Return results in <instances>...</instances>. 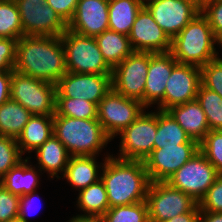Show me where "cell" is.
I'll list each match as a JSON object with an SVG mask.
<instances>
[{"label":"cell","mask_w":222,"mask_h":222,"mask_svg":"<svg viewBox=\"0 0 222 222\" xmlns=\"http://www.w3.org/2000/svg\"><path fill=\"white\" fill-rule=\"evenodd\" d=\"M18 73L57 84L67 72L60 36L24 35L16 43Z\"/></svg>","instance_id":"obj_1"},{"label":"cell","mask_w":222,"mask_h":222,"mask_svg":"<svg viewBox=\"0 0 222 222\" xmlns=\"http://www.w3.org/2000/svg\"><path fill=\"white\" fill-rule=\"evenodd\" d=\"M100 176L109 208L146 201L150 179L141 160L106 157Z\"/></svg>","instance_id":"obj_2"},{"label":"cell","mask_w":222,"mask_h":222,"mask_svg":"<svg viewBox=\"0 0 222 222\" xmlns=\"http://www.w3.org/2000/svg\"><path fill=\"white\" fill-rule=\"evenodd\" d=\"M215 42L219 40L200 12L171 40L170 53L180 64L201 67L217 58Z\"/></svg>","instance_id":"obj_3"},{"label":"cell","mask_w":222,"mask_h":222,"mask_svg":"<svg viewBox=\"0 0 222 222\" xmlns=\"http://www.w3.org/2000/svg\"><path fill=\"white\" fill-rule=\"evenodd\" d=\"M53 134L71 156H96L111 138L97 119L53 115Z\"/></svg>","instance_id":"obj_4"},{"label":"cell","mask_w":222,"mask_h":222,"mask_svg":"<svg viewBox=\"0 0 222 222\" xmlns=\"http://www.w3.org/2000/svg\"><path fill=\"white\" fill-rule=\"evenodd\" d=\"M65 49L66 69L72 73L112 74L95 37L66 30L61 36Z\"/></svg>","instance_id":"obj_5"},{"label":"cell","mask_w":222,"mask_h":222,"mask_svg":"<svg viewBox=\"0 0 222 222\" xmlns=\"http://www.w3.org/2000/svg\"><path fill=\"white\" fill-rule=\"evenodd\" d=\"M10 99L32 115H54L56 84L12 71Z\"/></svg>","instance_id":"obj_6"},{"label":"cell","mask_w":222,"mask_h":222,"mask_svg":"<svg viewBox=\"0 0 222 222\" xmlns=\"http://www.w3.org/2000/svg\"><path fill=\"white\" fill-rule=\"evenodd\" d=\"M149 222H161L189 211H200L198 202L167 182H151L146 196Z\"/></svg>","instance_id":"obj_7"},{"label":"cell","mask_w":222,"mask_h":222,"mask_svg":"<svg viewBox=\"0 0 222 222\" xmlns=\"http://www.w3.org/2000/svg\"><path fill=\"white\" fill-rule=\"evenodd\" d=\"M219 173L199 150L166 181L171 187L181 190L195 201L204 197Z\"/></svg>","instance_id":"obj_8"},{"label":"cell","mask_w":222,"mask_h":222,"mask_svg":"<svg viewBox=\"0 0 222 222\" xmlns=\"http://www.w3.org/2000/svg\"><path fill=\"white\" fill-rule=\"evenodd\" d=\"M141 101L125 97L111 89L97 106V120L103 130L113 138L132 124L143 112Z\"/></svg>","instance_id":"obj_9"},{"label":"cell","mask_w":222,"mask_h":222,"mask_svg":"<svg viewBox=\"0 0 222 222\" xmlns=\"http://www.w3.org/2000/svg\"><path fill=\"white\" fill-rule=\"evenodd\" d=\"M21 17L24 35L61 36L67 23L46 0H14Z\"/></svg>","instance_id":"obj_10"},{"label":"cell","mask_w":222,"mask_h":222,"mask_svg":"<svg viewBox=\"0 0 222 222\" xmlns=\"http://www.w3.org/2000/svg\"><path fill=\"white\" fill-rule=\"evenodd\" d=\"M150 52L133 51L112 69V89L141 101L144 98Z\"/></svg>","instance_id":"obj_11"},{"label":"cell","mask_w":222,"mask_h":222,"mask_svg":"<svg viewBox=\"0 0 222 222\" xmlns=\"http://www.w3.org/2000/svg\"><path fill=\"white\" fill-rule=\"evenodd\" d=\"M154 21L172 40L200 12L195 0H144Z\"/></svg>","instance_id":"obj_12"},{"label":"cell","mask_w":222,"mask_h":222,"mask_svg":"<svg viewBox=\"0 0 222 222\" xmlns=\"http://www.w3.org/2000/svg\"><path fill=\"white\" fill-rule=\"evenodd\" d=\"M157 131V113L142 112L140 116L121 132L120 159L141 160L154 149Z\"/></svg>","instance_id":"obj_13"},{"label":"cell","mask_w":222,"mask_h":222,"mask_svg":"<svg viewBox=\"0 0 222 222\" xmlns=\"http://www.w3.org/2000/svg\"><path fill=\"white\" fill-rule=\"evenodd\" d=\"M112 89V74L66 72L56 84V97L88 100L97 106Z\"/></svg>","instance_id":"obj_14"},{"label":"cell","mask_w":222,"mask_h":222,"mask_svg":"<svg viewBox=\"0 0 222 222\" xmlns=\"http://www.w3.org/2000/svg\"><path fill=\"white\" fill-rule=\"evenodd\" d=\"M199 151V143H182L153 149L144 165L151 182H166L181 166Z\"/></svg>","instance_id":"obj_15"},{"label":"cell","mask_w":222,"mask_h":222,"mask_svg":"<svg viewBox=\"0 0 222 222\" xmlns=\"http://www.w3.org/2000/svg\"><path fill=\"white\" fill-rule=\"evenodd\" d=\"M200 85V67L178 63L167 80L164 98L158 103L159 110L167 111L173 106L195 100Z\"/></svg>","instance_id":"obj_16"},{"label":"cell","mask_w":222,"mask_h":222,"mask_svg":"<svg viewBox=\"0 0 222 222\" xmlns=\"http://www.w3.org/2000/svg\"><path fill=\"white\" fill-rule=\"evenodd\" d=\"M128 37L133 51L167 53L171 49V39L145 6L137 13Z\"/></svg>","instance_id":"obj_17"},{"label":"cell","mask_w":222,"mask_h":222,"mask_svg":"<svg viewBox=\"0 0 222 222\" xmlns=\"http://www.w3.org/2000/svg\"><path fill=\"white\" fill-rule=\"evenodd\" d=\"M109 0H79L67 29L77 34L96 37L109 29Z\"/></svg>","instance_id":"obj_18"},{"label":"cell","mask_w":222,"mask_h":222,"mask_svg":"<svg viewBox=\"0 0 222 222\" xmlns=\"http://www.w3.org/2000/svg\"><path fill=\"white\" fill-rule=\"evenodd\" d=\"M178 61L170 53L150 52V61L146 77L144 98L141 103L147 107L164 98L166 83L171 75L172 69Z\"/></svg>","instance_id":"obj_19"},{"label":"cell","mask_w":222,"mask_h":222,"mask_svg":"<svg viewBox=\"0 0 222 222\" xmlns=\"http://www.w3.org/2000/svg\"><path fill=\"white\" fill-rule=\"evenodd\" d=\"M187 135L200 143L210 131L206 115L198 101L192 100L167 110Z\"/></svg>","instance_id":"obj_20"},{"label":"cell","mask_w":222,"mask_h":222,"mask_svg":"<svg viewBox=\"0 0 222 222\" xmlns=\"http://www.w3.org/2000/svg\"><path fill=\"white\" fill-rule=\"evenodd\" d=\"M53 135V115H32L17 138L19 150H36ZM24 150V151H23Z\"/></svg>","instance_id":"obj_21"},{"label":"cell","mask_w":222,"mask_h":222,"mask_svg":"<svg viewBox=\"0 0 222 222\" xmlns=\"http://www.w3.org/2000/svg\"><path fill=\"white\" fill-rule=\"evenodd\" d=\"M144 0H109V30L129 35L137 13L144 6Z\"/></svg>","instance_id":"obj_22"},{"label":"cell","mask_w":222,"mask_h":222,"mask_svg":"<svg viewBox=\"0 0 222 222\" xmlns=\"http://www.w3.org/2000/svg\"><path fill=\"white\" fill-rule=\"evenodd\" d=\"M106 63L113 69L128 57L133 49L129 37L112 30H106L95 37Z\"/></svg>","instance_id":"obj_23"},{"label":"cell","mask_w":222,"mask_h":222,"mask_svg":"<svg viewBox=\"0 0 222 222\" xmlns=\"http://www.w3.org/2000/svg\"><path fill=\"white\" fill-rule=\"evenodd\" d=\"M35 151L40 169L49 172L52 178L55 175L58 178V172H65L71 155L54 134Z\"/></svg>","instance_id":"obj_24"},{"label":"cell","mask_w":222,"mask_h":222,"mask_svg":"<svg viewBox=\"0 0 222 222\" xmlns=\"http://www.w3.org/2000/svg\"><path fill=\"white\" fill-rule=\"evenodd\" d=\"M182 143H198L192 140L168 111L157 112V131L154 149L170 147Z\"/></svg>","instance_id":"obj_25"},{"label":"cell","mask_w":222,"mask_h":222,"mask_svg":"<svg viewBox=\"0 0 222 222\" xmlns=\"http://www.w3.org/2000/svg\"><path fill=\"white\" fill-rule=\"evenodd\" d=\"M95 156H71L63 177L80 191L98 182V165Z\"/></svg>","instance_id":"obj_26"},{"label":"cell","mask_w":222,"mask_h":222,"mask_svg":"<svg viewBox=\"0 0 222 222\" xmlns=\"http://www.w3.org/2000/svg\"><path fill=\"white\" fill-rule=\"evenodd\" d=\"M27 162V159L20 161L0 179L6 190L19 197L35 192L38 183L36 171Z\"/></svg>","instance_id":"obj_27"},{"label":"cell","mask_w":222,"mask_h":222,"mask_svg":"<svg viewBox=\"0 0 222 222\" xmlns=\"http://www.w3.org/2000/svg\"><path fill=\"white\" fill-rule=\"evenodd\" d=\"M32 114L11 99L0 105V135L18 138Z\"/></svg>","instance_id":"obj_28"},{"label":"cell","mask_w":222,"mask_h":222,"mask_svg":"<svg viewBox=\"0 0 222 222\" xmlns=\"http://www.w3.org/2000/svg\"><path fill=\"white\" fill-rule=\"evenodd\" d=\"M78 206L87 212V215L81 216L102 217L106 213L109 209V202L107 191L101 179L80 191Z\"/></svg>","instance_id":"obj_29"},{"label":"cell","mask_w":222,"mask_h":222,"mask_svg":"<svg viewBox=\"0 0 222 222\" xmlns=\"http://www.w3.org/2000/svg\"><path fill=\"white\" fill-rule=\"evenodd\" d=\"M196 100L204 111L210 130H222V97L202 84Z\"/></svg>","instance_id":"obj_30"},{"label":"cell","mask_w":222,"mask_h":222,"mask_svg":"<svg viewBox=\"0 0 222 222\" xmlns=\"http://www.w3.org/2000/svg\"><path fill=\"white\" fill-rule=\"evenodd\" d=\"M23 34L21 17L14 0H0V37L19 40Z\"/></svg>","instance_id":"obj_31"},{"label":"cell","mask_w":222,"mask_h":222,"mask_svg":"<svg viewBox=\"0 0 222 222\" xmlns=\"http://www.w3.org/2000/svg\"><path fill=\"white\" fill-rule=\"evenodd\" d=\"M54 115L76 119H97V105L84 99L56 97Z\"/></svg>","instance_id":"obj_32"},{"label":"cell","mask_w":222,"mask_h":222,"mask_svg":"<svg viewBox=\"0 0 222 222\" xmlns=\"http://www.w3.org/2000/svg\"><path fill=\"white\" fill-rule=\"evenodd\" d=\"M102 217L105 222H149L146 201L109 208Z\"/></svg>","instance_id":"obj_33"},{"label":"cell","mask_w":222,"mask_h":222,"mask_svg":"<svg viewBox=\"0 0 222 222\" xmlns=\"http://www.w3.org/2000/svg\"><path fill=\"white\" fill-rule=\"evenodd\" d=\"M199 150L217 172L222 174V130H210L199 143Z\"/></svg>","instance_id":"obj_34"},{"label":"cell","mask_w":222,"mask_h":222,"mask_svg":"<svg viewBox=\"0 0 222 222\" xmlns=\"http://www.w3.org/2000/svg\"><path fill=\"white\" fill-rule=\"evenodd\" d=\"M21 155L16 138L0 135V179L22 161Z\"/></svg>","instance_id":"obj_35"},{"label":"cell","mask_w":222,"mask_h":222,"mask_svg":"<svg viewBox=\"0 0 222 222\" xmlns=\"http://www.w3.org/2000/svg\"><path fill=\"white\" fill-rule=\"evenodd\" d=\"M201 69V84L222 97V59L217 57Z\"/></svg>","instance_id":"obj_36"},{"label":"cell","mask_w":222,"mask_h":222,"mask_svg":"<svg viewBox=\"0 0 222 222\" xmlns=\"http://www.w3.org/2000/svg\"><path fill=\"white\" fill-rule=\"evenodd\" d=\"M198 206L200 212H222V174L217 176Z\"/></svg>","instance_id":"obj_37"},{"label":"cell","mask_w":222,"mask_h":222,"mask_svg":"<svg viewBox=\"0 0 222 222\" xmlns=\"http://www.w3.org/2000/svg\"><path fill=\"white\" fill-rule=\"evenodd\" d=\"M201 14L208 20L214 36L222 37V0H210L201 6Z\"/></svg>","instance_id":"obj_38"},{"label":"cell","mask_w":222,"mask_h":222,"mask_svg":"<svg viewBox=\"0 0 222 222\" xmlns=\"http://www.w3.org/2000/svg\"><path fill=\"white\" fill-rule=\"evenodd\" d=\"M19 198L0 184V222L18 217Z\"/></svg>","instance_id":"obj_39"},{"label":"cell","mask_w":222,"mask_h":222,"mask_svg":"<svg viewBox=\"0 0 222 222\" xmlns=\"http://www.w3.org/2000/svg\"><path fill=\"white\" fill-rule=\"evenodd\" d=\"M17 40L0 37V71H13L16 63Z\"/></svg>","instance_id":"obj_40"},{"label":"cell","mask_w":222,"mask_h":222,"mask_svg":"<svg viewBox=\"0 0 222 222\" xmlns=\"http://www.w3.org/2000/svg\"><path fill=\"white\" fill-rule=\"evenodd\" d=\"M79 0H46L61 18L68 24L73 18Z\"/></svg>","instance_id":"obj_41"},{"label":"cell","mask_w":222,"mask_h":222,"mask_svg":"<svg viewBox=\"0 0 222 222\" xmlns=\"http://www.w3.org/2000/svg\"><path fill=\"white\" fill-rule=\"evenodd\" d=\"M12 71H0V105L10 99Z\"/></svg>","instance_id":"obj_42"},{"label":"cell","mask_w":222,"mask_h":222,"mask_svg":"<svg viewBox=\"0 0 222 222\" xmlns=\"http://www.w3.org/2000/svg\"><path fill=\"white\" fill-rule=\"evenodd\" d=\"M34 196H36L35 192H31L30 194L20 196L19 198L18 217L25 222H28L26 218V215L28 214L26 207L29 209Z\"/></svg>","instance_id":"obj_43"},{"label":"cell","mask_w":222,"mask_h":222,"mask_svg":"<svg viewBox=\"0 0 222 222\" xmlns=\"http://www.w3.org/2000/svg\"><path fill=\"white\" fill-rule=\"evenodd\" d=\"M200 211H189L161 222H199Z\"/></svg>","instance_id":"obj_44"},{"label":"cell","mask_w":222,"mask_h":222,"mask_svg":"<svg viewBox=\"0 0 222 222\" xmlns=\"http://www.w3.org/2000/svg\"><path fill=\"white\" fill-rule=\"evenodd\" d=\"M199 222H222V212H200Z\"/></svg>","instance_id":"obj_45"},{"label":"cell","mask_w":222,"mask_h":222,"mask_svg":"<svg viewBox=\"0 0 222 222\" xmlns=\"http://www.w3.org/2000/svg\"><path fill=\"white\" fill-rule=\"evenodd\" d=\"M70 222H105L103 217H93V216H76L73 217Z\"/></svg>","instance_id":"obj_46"},{"label":"cell","mask_w":222,"mask_h":222,"mask_svg":"<svg viewBox=\"0 0 222 222\" xmlns=\"http://www.w3.org/2000/svg\"><path fill=\"white\" fill-rule=\"evenodd\" d=\"M8 222H25V221H23L19 217H16V218L10 219Z\"/></svg>","instance_id":"obj_47"},{"label":"cell","mask_w":222,"mask_h":222,"mask_svg":"<svg viewBox=\"0 0 222 222\" xmlns=\"http://www.w3.org/2000/svg\"><path fill=\"white\" fill-rule=\"evenodd\" d=\"M208 1H210V0H197L198 4L200 6H202L204 3L208 2Z\"/></svg>","instance_id":"obj_48"},{"label":"cell","mask_w":222,"mask_h":222,"mask_svg":"<svg viewBox=\"0 0 222 222\" xmlns=\"http://www.w3.org/2000/svg\"><path fill=\"white\" fill-rule=\"evenodd\" d=\"M218 43L222 45V37L219 39Z\"/></svg>","instance_id":"obj_49"}]
</instances>
